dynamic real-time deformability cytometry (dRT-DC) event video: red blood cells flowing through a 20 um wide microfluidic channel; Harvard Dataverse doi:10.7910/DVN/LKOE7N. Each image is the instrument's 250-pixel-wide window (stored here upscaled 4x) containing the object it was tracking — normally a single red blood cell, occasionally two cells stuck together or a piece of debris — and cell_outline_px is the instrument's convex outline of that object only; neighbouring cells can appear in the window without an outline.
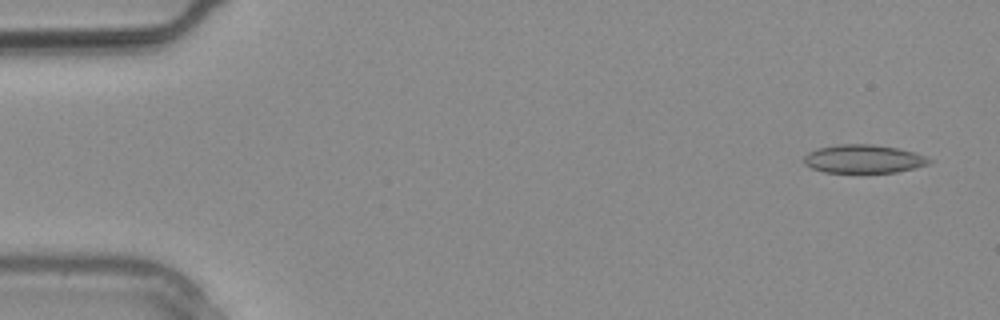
{"species": "common noctule bat (a hibernating species)", "species_latin": "Nyctalus noctula", "temperature_condition": "warm", "stored_images_in_passage": 3, "camera_frame_rate_fps": 3000, "um_per_image_px": 0.085, "animal": {"sex": "male", "body_mass_g": 20.4}, "frame": {"image": 1, "passage_image": 1, "time_ms": 0.0, "image_size_px": [1000, 320], "cell_outline_px": [[932, 160], [928, 164], [916, 168], [896, 172], [824, 172], [812, 168], [804, 164], [804, 156], [808, 152], [816, 148], [840, 144], [872, 144], [896, 148], [912, 152], [924, 156]], "centroid_in_image_um": [73.36, 13.51], "position_along_channel_um": 11.6, "area_um2": 20.58}}